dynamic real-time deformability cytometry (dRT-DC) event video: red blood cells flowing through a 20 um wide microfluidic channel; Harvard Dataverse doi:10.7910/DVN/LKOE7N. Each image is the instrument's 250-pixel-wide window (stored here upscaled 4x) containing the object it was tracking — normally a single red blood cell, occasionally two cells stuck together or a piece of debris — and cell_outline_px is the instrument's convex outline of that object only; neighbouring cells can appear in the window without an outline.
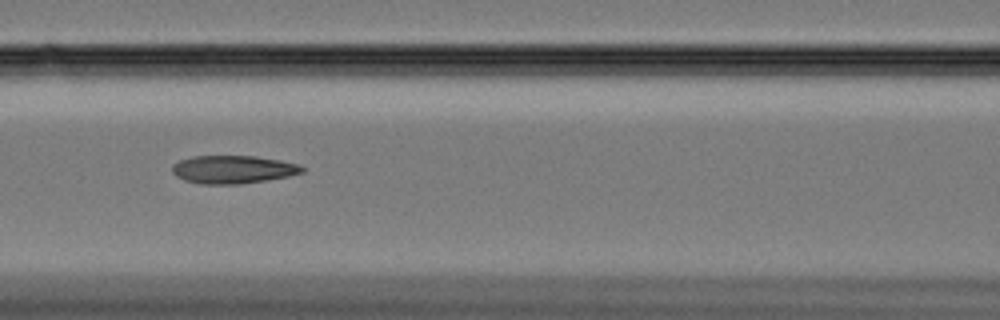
{"species": "Egyptian fruit bat (a non-hibernating species)", "species_latin": "Rousettus aegyptiacus", "temperature_condition": "cold", "stored_images_in_passage": 60, "camera_frame_rate_fps": 3000, "um_per_image_px": 0.085, "animal": {"sex": "female"}, "frame": {"image": 1, "passage_image": 27, "time_ms": 8.667, "image_size_px": [1000, 320], "cell_outline_px": [[304, 172], [288, 176], [240, 184], [200, 184], [184, 180], [176, 176], [172, 172], [172, 164], [180, 160], [192, 156], [256, 156], [280, 160], [300, 164], [304, 168]], "centroid_in_image_um": [19.79, 14.4], "position_along_channel_um": 146.8, "area_um2": 21.27}}
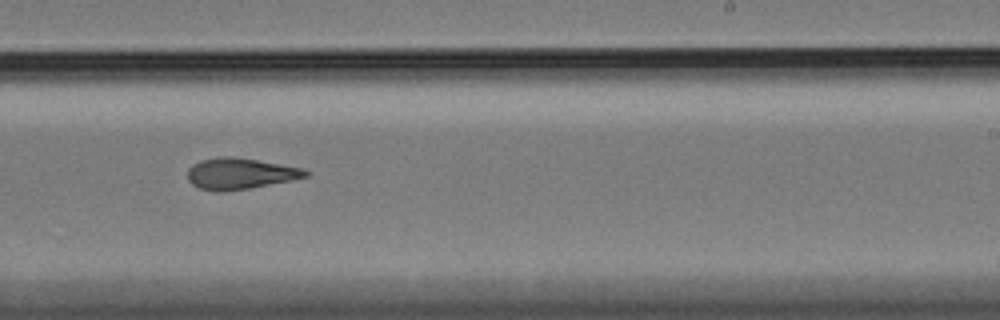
{"frame": {"image": 2, "passage_image": 38, "time_ms": 12.333, "image_size_px": [1000, 320], "cell_outline_px": [[308, 176], [292, 180], [248, 188], [200, 188], [192, 184], [188, 180], [188, 168], [192, 164], [200, 160], [216, 156], [232, 156], [304, 168], [308, 172]], "centroid_in_image_um": [20.42, 14.7], "position_along_channel_um": 268.6, "area_um2": 20.63}}
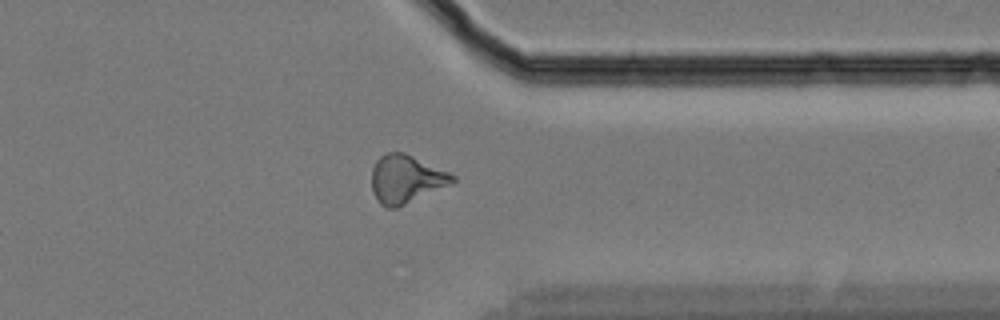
{"frame": {"image": 3, "passage_image": 48, "time_ms": 15.667, "image_size_px": [1000, 320], "cell_outline_px": [[456, 180], [448, 184], [396, 208], [388, 208], [380, 204], [372, 188], [372, 168], [376, 160], [384, 152], [404, 152], [448, 172], [456, 176]], "centroid_in_image_um": [34.46, 15.19], "position_along_channel_um": 376.9, "area_um2": 22.14}}